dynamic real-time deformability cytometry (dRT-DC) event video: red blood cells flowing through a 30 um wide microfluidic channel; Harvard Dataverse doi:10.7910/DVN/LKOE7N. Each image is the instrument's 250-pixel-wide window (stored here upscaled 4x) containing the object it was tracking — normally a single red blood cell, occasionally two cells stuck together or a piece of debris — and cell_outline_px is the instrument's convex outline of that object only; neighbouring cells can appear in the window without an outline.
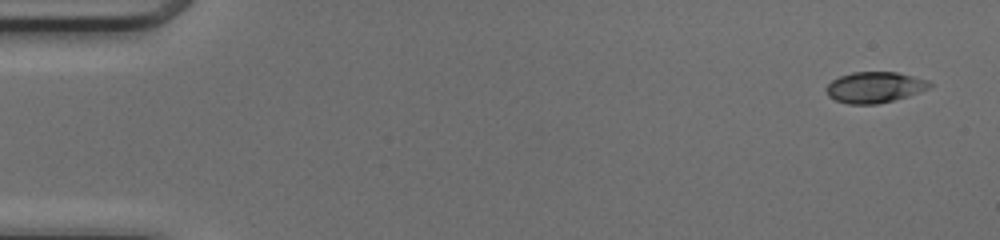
{"species": "common noctule bat (a hibernating species)", "species_latin": "Nyctalus noctula", "temperature_condition": "cold", "stored_images_in_passage": 48, "camera_frame_rate_fps": 3000, "um_per_image_px": 0.085, "animal": {"sex": "female", "body_mass_g": 17.0, "forearm_length_mm": 48.0}, "frame": {"image": 1, "passage_image": 1, "time_ms": 0.0, "image_size_px": [1000, 240], "cell_outline_px": [[932, 84], [928, 88], [908, 96], [876, 104], [848, 104], [836, 100], [828, 96], [824, 88], [832, 80], [840, 76], [852, 72], [896, 72], [928, 80]], "centroid_in_image_um": [74.3, 7.42], "position_along_channel_um": 10.7, "area_um2": 18.5}}
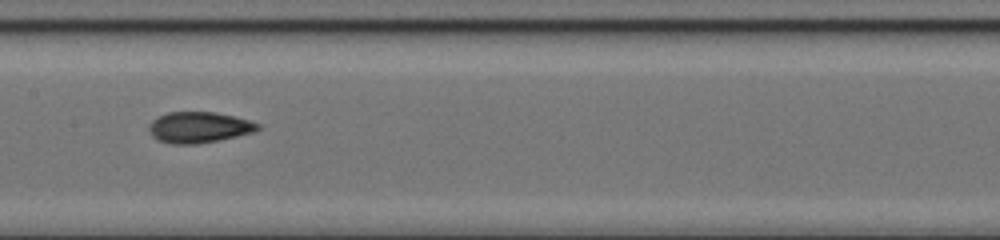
{"frame": {"image": 2, "passage_image": 24, "time_ms": 7.667, "image_size_px": [1000, 240], "cell_outline_px": [[260, 128], [256, 132], [196, 144], [172, 144], [156, 140], [152, 136], [148, 128], [148, 124], [152, 120], [168, 112], [216, 112], [236, 116], [260, 124]], "centroid_in_image_um": [16.9, 10.82], "position_along_channel_um": 190.5, "area_um2": 19.71}}
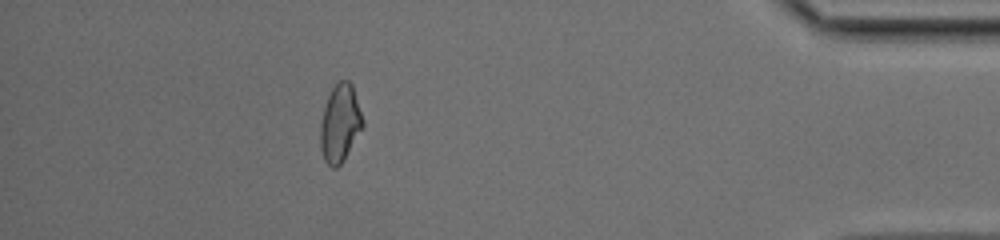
{"frame": {"image": 3, "passage_image": 43, "time_ms": 14.0, "image_size_px": [1000, 240], "cell_outline_px": [[364, 124], [340, 164], [336, 168], [332, 168], [324, 160], [320, 148], [320, 124], [324, 108], [328, 96], [332, 88], [340, 80], [348, 80], [352, 84], [364, 120]], "centroid_in_image_um": [28.89, 10.46], "position_along_channel_um": 406.3, "area_um2": 18.9}, "authors_computed_cell_mechanics": {"area_um2": 19.0451, "velocity_mm_per_s": 4.1983, "shape_relaxation_time_tau1_ms": null, "shape_relaxation_time_tau2_ms": 1.9545, "deformation_change_tau1": null, "deformation_change_tau2": 0.0644}}